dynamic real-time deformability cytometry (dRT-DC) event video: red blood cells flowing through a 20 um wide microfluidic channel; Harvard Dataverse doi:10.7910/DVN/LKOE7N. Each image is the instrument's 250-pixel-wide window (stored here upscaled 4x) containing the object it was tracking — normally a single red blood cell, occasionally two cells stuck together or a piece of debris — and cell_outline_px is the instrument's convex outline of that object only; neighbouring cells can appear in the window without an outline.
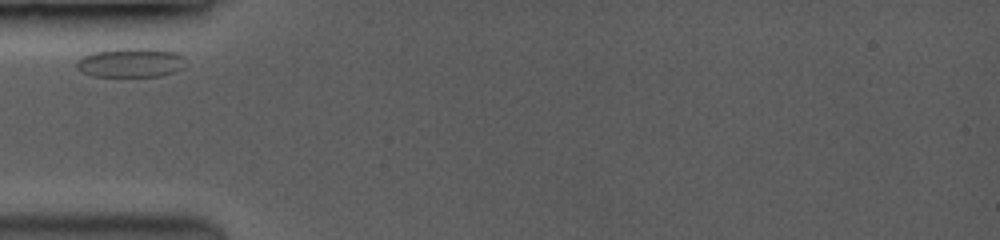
{"species": "common noctule bat (a hibernating species)", "species_latin": "Nyctalus noctula", "temperature_condition": "room temperature", "stored_images_in_passage": 12, "camera_frame_rate_fps": 3500, "um_per_image_px": 0.085, "animal": {"sex": "female", "body_mass_g": 19.0, "forearm_length_mm": 53.3}, "frame": {"image": 1, "passage_image": 1, "time_ms": 0.0, "image_size_px": [1000, 240], "cell_outline_px": [[184, 68], [160, 76], [92, 76], [76, 68], [76, 60], [92, 52], [116, 48], [156, 48], [176, 52], [184, 56]], "centroid_in_image_um": [11.12, 5.3], "position_along_channel_um": 73.9, "area_um2": 18.79}}
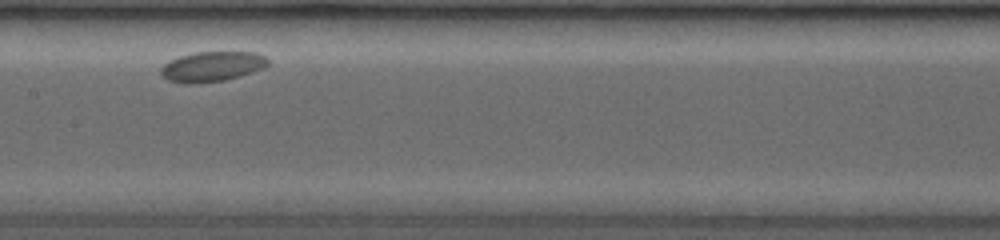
{"frame": {"image": 2, "passage_image": 7, "time_ms": 3.429, "image_size_px": [1000, 240], "cell_outline_px": [[268, 64], [264, 68], [252, 72], [224, 80], [188, 84], [184, 84], [168, 80], [160, 72], [160, 68], [168, 60], [180, 56], [196, 52], [256, 52], [264, 56], [268, 60]], "centroid_in_image_um": [18.0, 5.65], "position_along_channel_um": 189.4, "area_um2": 18.67}}
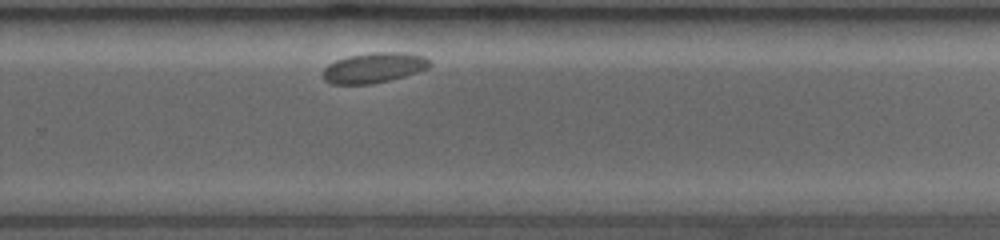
{"frame": {"image": 3, "passage_image": 12, "time_ms": 6.571, "image_size_px": [1000, 240], "cell_outline_px": [[432, 64], [428, 68], [404, 76], [372, 84], [332, 84], [324, 80], [324, 68], [328, 64], [336, 60], [348, 56], [368, 52], [404, 52], [424, 56]], "centroid_in_image_um": [31.78, 5.75], "position_along_channel_um": 298.0, "area_um2": 18.79}}